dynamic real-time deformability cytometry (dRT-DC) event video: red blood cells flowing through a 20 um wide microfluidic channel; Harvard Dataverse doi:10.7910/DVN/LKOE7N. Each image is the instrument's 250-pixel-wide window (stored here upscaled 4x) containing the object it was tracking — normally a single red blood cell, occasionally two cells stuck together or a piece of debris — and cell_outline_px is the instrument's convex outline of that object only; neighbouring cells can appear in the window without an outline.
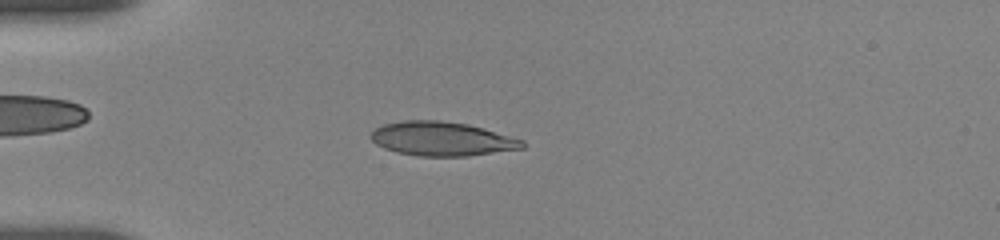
{"species": "human", "species_latin": "Homo sapiens", "temperature_condition": "room temperature", "stored_images_in_passage": 8, "camera_frame_rate_fps": 3000, "um_per_image_px": 0.085, "donor": {"sex": "female"}, "frame": {"image": 1, "passage_image": 5, "time_ms": 3.667, "image_size_px": [1000, 240], "cell_outline_px": [[524, 148], [468, 156], [420, 156], [396, 152], [384, 148], [376, 144], [368, 136], [376, 128], [384, 124], [404, 120], [440, 120], [468, 124], [484, 128], [524, 140]], "centroid_in_image_um": [37.55, 11.8], "position_along_channel_um": 47.4, "area_um2": 30.11}}
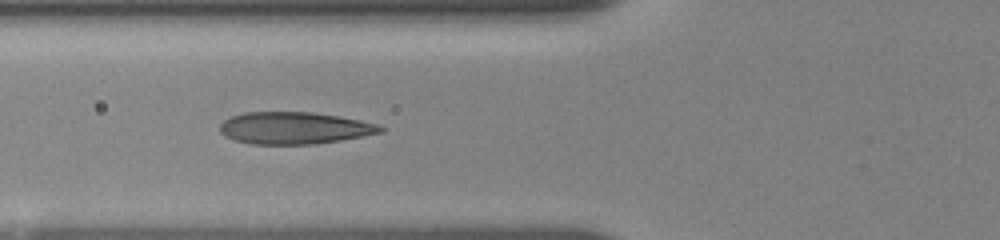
{"frame": {"image": 2, "passage_image": 7, "time_ms": 5.667, "image_size_px": [1000, 240], "cell_outline_px": [[384, 132], [340, 140], [312, 144], [252, 144], [232, 140], [224, 136], [220, 132], [220, 124], [224, 120], [232, 116], [244, 112], [312, 112], [336, 116], [376, 124], [384, 128]], "centroid_in_image_um": [24.95, 10.89], "position_along_channel_um": 100.8, "area_um2": 29.77}}
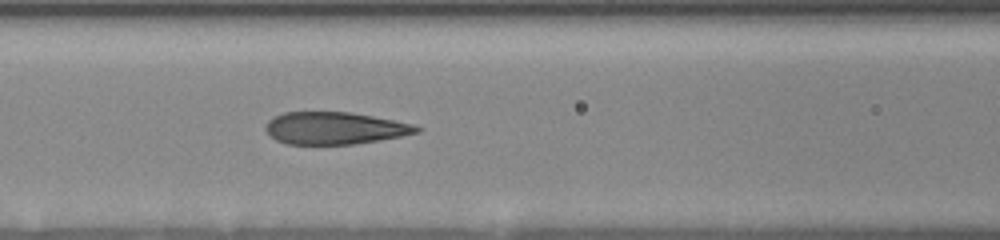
{"frame": {"image": 3, "passage_image": 8, "time_ms": 6.667, "image_size_px": [1000, 240], "cell_outline_px": [[420, 132], [404, 136], [356, 144], [284, 144], [276, 140], [264, 128], [268, 120], [272, 116], [284, 112], [352, 112], [412, 124], [420, 128]], "centroid_in_image_um": [28.43, 10.89], "position_along_channel_um": 138.2, "area_um2": 28.44}}